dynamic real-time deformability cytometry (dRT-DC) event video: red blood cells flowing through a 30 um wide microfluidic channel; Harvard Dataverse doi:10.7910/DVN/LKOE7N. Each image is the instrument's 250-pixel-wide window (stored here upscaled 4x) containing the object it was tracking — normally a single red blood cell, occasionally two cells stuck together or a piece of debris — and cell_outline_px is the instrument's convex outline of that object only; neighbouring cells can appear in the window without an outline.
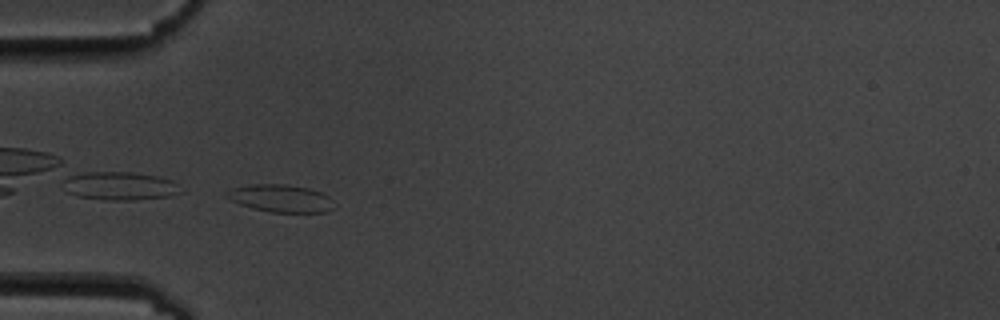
{"species": "common noctule bat (a hibernating species)", "species_latin": "Nyctalus noctula", "temperature_condition": "cold", "stored_images_in_passage": 6, "camera_frame_rate_fps": 3000, "um_per_image_px": 0.085, "animal": {"sex": "male", "body_mass_g": 19.5, "forearm_length_mm": 54.6}, "frame": {"image": 1, "passage_image": 5, "time_ms": 4.667, "image_size_px": [1000, 320], "cell_outline_px": [[336, 208], [328, 212], [268, 212], [252, 208], [240, 204], [224, 196], [224, 192], [228, 188], [252, 184], [284, 184], [308, 188], [320, 192], [328, 196]], "centroid_in_image_um": [23.82, 16.86], "position_along_channel_um": 61.2, "area_um2": 17.4}}